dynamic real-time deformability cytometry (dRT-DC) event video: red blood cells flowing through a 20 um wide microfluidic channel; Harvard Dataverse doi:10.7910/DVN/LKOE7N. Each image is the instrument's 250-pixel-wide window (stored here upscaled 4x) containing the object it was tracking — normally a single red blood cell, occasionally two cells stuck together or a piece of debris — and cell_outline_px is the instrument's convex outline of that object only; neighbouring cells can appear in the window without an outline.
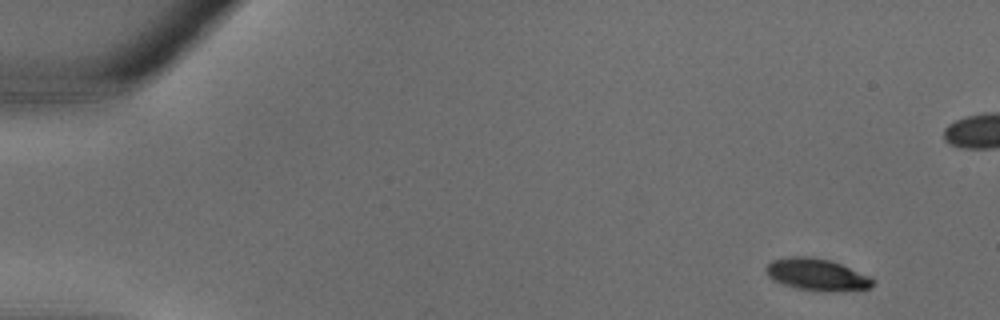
{"species": "common noctule bat (a hibernating species)", "species_latin": "Nyctalus noctula", "temperature_condition": "warm", "stored_images_in_passage": 34, "camera_frame_rate_fps": 3000, "um_per_image_px": 0.085, "animal": {"sex": "male", "body_mass_g": 18.8}, "frame": {"image": 1, "passage_image": 1, "time_ms": 0.0, "image_size_px": [1000, 320], "cell_outline_px": [[876, 280], [872, 288], [796, 288], [772, 280], [768, 276], [764, 268], [772, 260], [792, 256], [812, 256], [828, 260], [840, 264], [872, 276]], "centroid_in_image_um": [69.39, 23.27], "position_along_channel_um": 15.6, "area_um2": 18.96}}
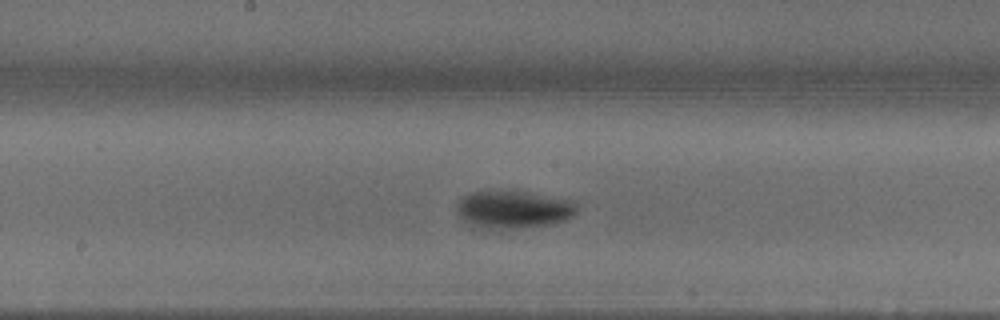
{"frame": {"image": 2, "passage_image": 17, "time_ms": 5.333, "image_size_px": [1000, 320], "cell_outline_px": [[576, 212], [572, 216], [564, 220], [548, 224], [520, 228], [480, 228], [464, 220], [456, 212], [456, 204], [464, 196], [472, 192], [528, 192], [576, 200]], "centroid_in_image_um": [43.67, 17.8], "position_along_channel_um": 204.5, "area_um2": 26.01}}
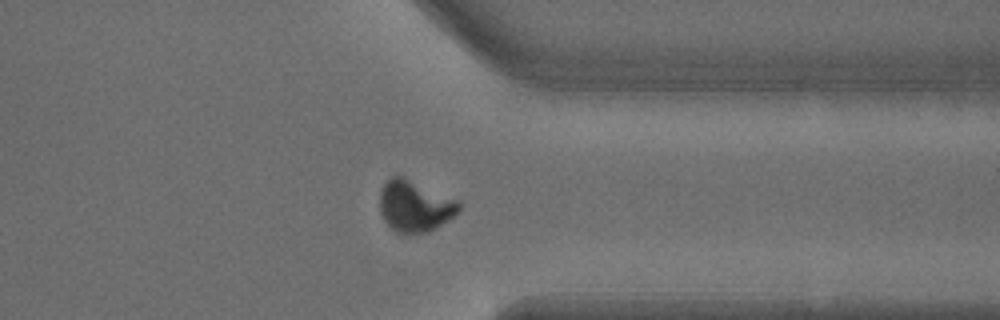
{"frame": {"image": 3, "passage_image": 26, "time_ms": 8.333, "image_size_px": [1000, 320], "cell_outline_px": [[460, 208], [448, 220], [436, 228], [428, 232], [408, 236], [396, 232], [384, 220], [380, 212], [380, 192], [384, 184], [392, 176], [404, 176], [460, 200]], "centroid_in_image_um": [35.26, 17.53], "position_along_channel_um": 376.1, "area_um2": 24.04}}